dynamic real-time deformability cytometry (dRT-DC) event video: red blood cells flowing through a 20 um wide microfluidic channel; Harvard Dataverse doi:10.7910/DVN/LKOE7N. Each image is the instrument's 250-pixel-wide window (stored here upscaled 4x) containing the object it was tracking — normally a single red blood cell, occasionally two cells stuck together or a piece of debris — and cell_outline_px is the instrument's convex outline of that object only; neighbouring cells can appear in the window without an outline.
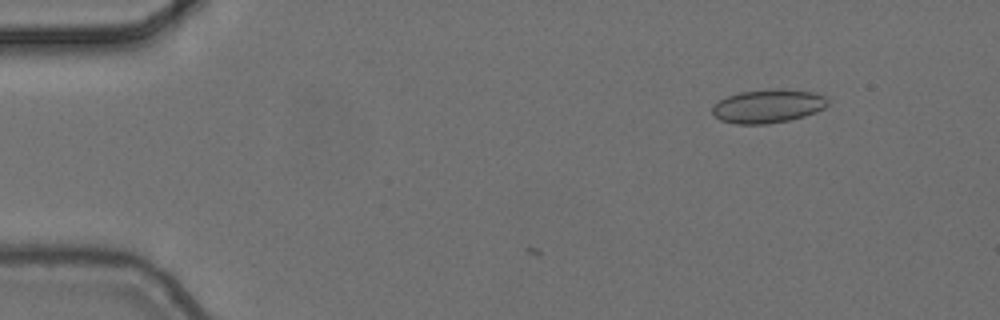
{"species": "common noctule bat (a hibernating species)", "species_latin": "Nyctalus noctula", "temperature_condition": "cold", "stored_images_in_passage": 5, "camera_frame_rate_fps": 3000, "um_per_image_px": 0.085, "animal": {"sex": "female", "body_mass_g": 24.6, "forearm_length_mm": 56.2}, "frame": {"image": 1, "passage_image": 2, "time_ms": 0.333, "image_size_px": [1000, 320], "cell_outline_px": [[828, 104], [824, 108], [816, 112], [804, 116], [788, 120], [768, 124], [736, 124], [720, 120], [712, 116], [712, 108], [720, 100], [728, 96], [740, 92], [768, 88], [780, 88], [812, 92], [824, 96], [828, 100]], "centroid_in_image_um": [65.27, 9.02], "position_along_channel_um": 19.7, "area_um2": 22.72}}
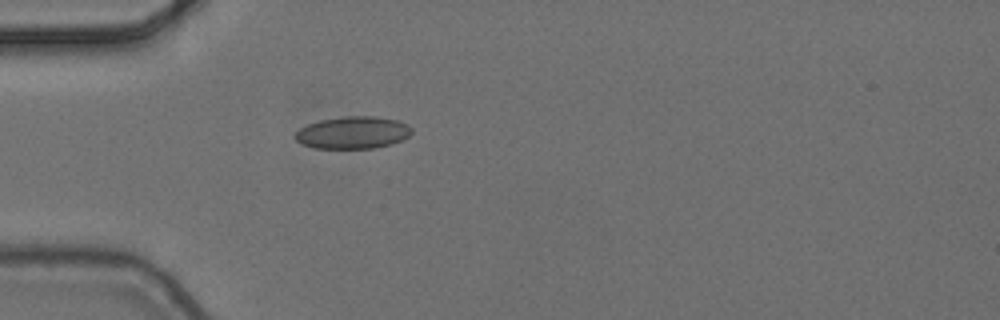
{"frame": {"image": 2, "passage_image": 5, "time_ms": 1.333, "image_size_px": [1000, 320], "cell_outline_px": [[412, 132], [408, 136], [392, 144], [372, 148], [316, 148], [300, 144], [292, 136], [300, 128], [308, 124], [320, 120], [344, 116], [376, 116], [396, 120], [408, 124], [412, 128]], "centroid_in_image_um": [29.97, 11.27], "position_along_channel_um": 55.0, "area_um2": 21.96}}